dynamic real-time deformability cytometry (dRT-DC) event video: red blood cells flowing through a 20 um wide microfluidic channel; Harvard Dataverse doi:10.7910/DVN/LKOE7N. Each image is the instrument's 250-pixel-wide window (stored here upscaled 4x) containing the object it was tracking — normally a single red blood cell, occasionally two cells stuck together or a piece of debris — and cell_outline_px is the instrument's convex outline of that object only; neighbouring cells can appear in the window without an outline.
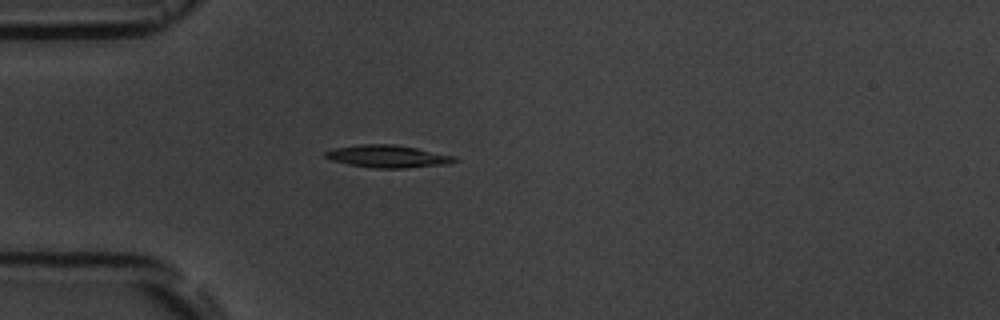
{"species": "common noctule bat (a hibernating species)", "species_latin": "Nyctalus noctula", "temperature_condition": "room temperature", "stored_images_in_passage": 2, "camera_frame_rate_fps": 3000, "um_per_image_px": 0.085, "animal": {"sex": "male", "body_mass_g": 19.5, "forearm_length_mm": 54.6}, "frame": {"image": 1, "passage_image": 1, "time_ms": 0.0, "image_size_px": [1000, 320], "cell_outline_px": [[460, 160], [444, 164], [404, 168], [372, 168], [348, 164], [332, 160], [324, 156], [324, 152], [336, 148], [360, 144], [392, 144], [416, 148], [456, 156]], "centroid_in_image_um": [32.96, 13.29], "position_along_channel_um": 52.0, "area_um2": 16.76}}